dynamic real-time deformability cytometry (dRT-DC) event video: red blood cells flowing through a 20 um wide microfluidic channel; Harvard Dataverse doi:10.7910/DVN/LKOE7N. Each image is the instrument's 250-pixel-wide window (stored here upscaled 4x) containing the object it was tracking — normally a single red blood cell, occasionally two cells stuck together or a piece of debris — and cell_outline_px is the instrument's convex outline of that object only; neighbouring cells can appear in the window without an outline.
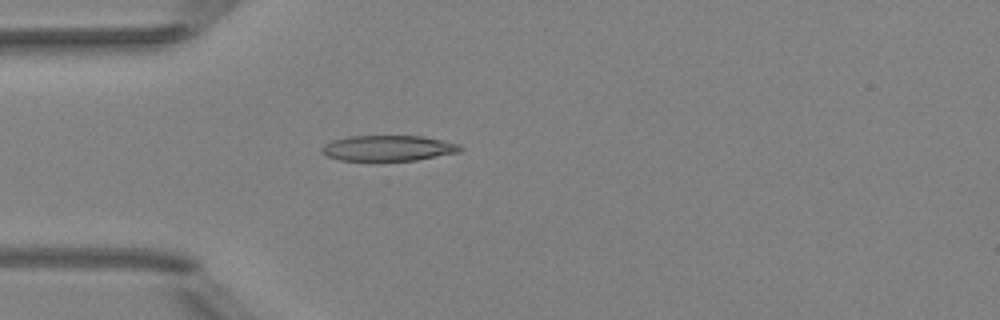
{"species": "Egyptian fruit bat (a non-hibernating species)", "species_latin": "Rousettus aegyptiacus", "temperature_condition": "room temperature", "stored_images_in_passage": 37, "camera_frame_rate_fps": 3000, "um_per_image_px": 0.085, "animal": {"sex": "female"}, "frame": {"image": 1, "passage_image": 1, "time_ms": 0.0, "image_size_px": [1000, 320], "cell_outline_px": [[464, 148], [460, 152], [416, 160], [376, 164], [340, 160], [328, 156], [320, 152], [320, 148], [324, 144], [332, 140], [348, 136], [424, 136], [460, 144]], "centroid_in_image_um": [32.96, 12.64], "position_along_channel_um": 52.0, "area_um2": 21.79}}
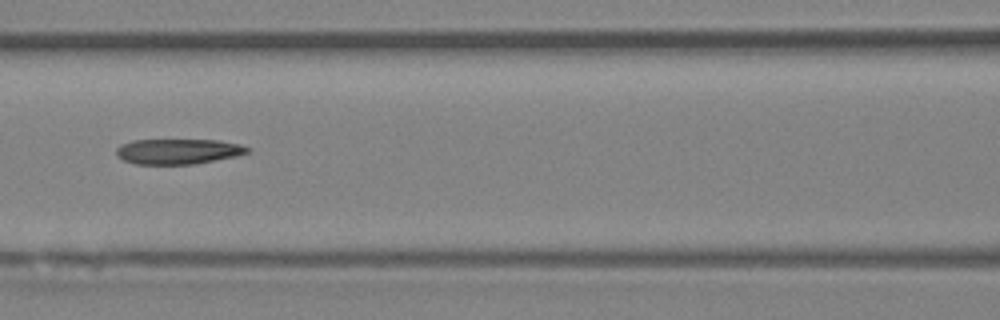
{"frame": {"image": 2, "passage_image": 9, "time_ms": 2.667, "image_size_px": [1000, 320], "cell_outline_px": [[252, 152], [236, 156], [196, 164], [136, 164], [124, 160], [116, 156], [116, 148], [120, 144], [132, 140], [216, 140], [240, 144], [248, 148]], "centroid_in_image_um": [15.13, 12.87], "position_along_channel_um": 151.5, "area_um2": 19.42}}
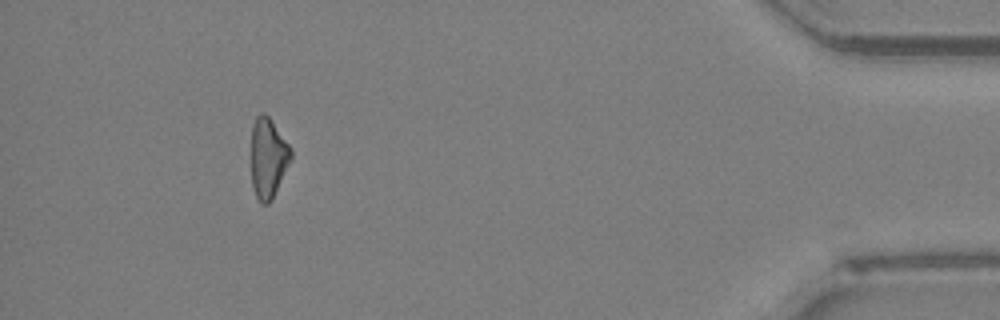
{"frame": {"image": 3, "passage_image": 33, "time_ms": 10.667, "image_size_px": [1000, 320], "cell_outline_px": [[292, 160], [272, 200], [268, 204], [260, 204], [252, 188], [252, 124], [256, 116], [260, 112], [264, 112], [268, 116], [288, 144], [292, 152]], "centroid_in_image_um": [22.79, 13.46], "position_along_channel_um": 412.4, "area_um2": 18.61}}